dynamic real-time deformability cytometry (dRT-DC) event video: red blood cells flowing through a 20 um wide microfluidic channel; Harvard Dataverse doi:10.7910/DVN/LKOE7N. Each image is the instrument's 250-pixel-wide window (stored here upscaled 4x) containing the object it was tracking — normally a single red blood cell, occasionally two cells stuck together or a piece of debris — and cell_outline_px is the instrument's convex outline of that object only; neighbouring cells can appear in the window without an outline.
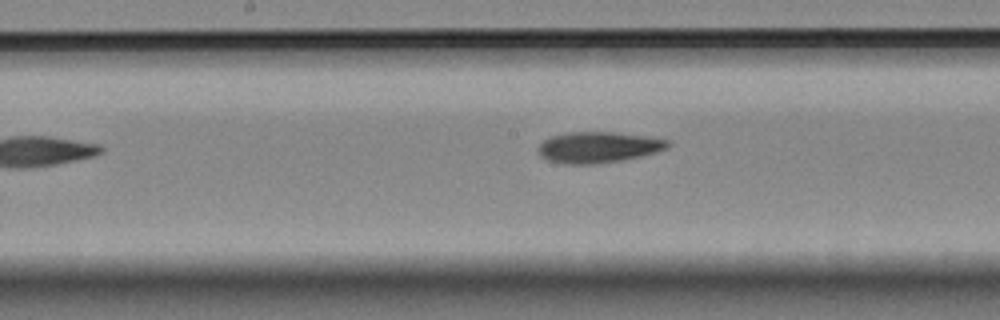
{"species": "Egyptian fruit bat (a non-hibernating species)", "species_latin": "Rousettus aegyptiacus", "temperature_condition": "room temperature", "stored_images_in_passage": 9, "camera_frame_rate_fps": 3000, "um_per_image_px": 0.085, "animal": {"sex": "female"}, "frame": {"image": 1, "passage_image": 9, "time_ms": 9.333, "image_size_px": [1000, 320], "cell_outline_px": [[672, 144], [668, 148], [656, 152], [640, 156], [620, 160], [596, 164], [568, 164], [548, 160], [540, 156], [540, 144], [544, 140], [552, 136], [568, 132], [616, 132], [644, 136], [668, 140]], "centroid_in_image_um": [50.88, 12.51], "position_along_channel_um": 197.3, "area_um2": 23.18}}